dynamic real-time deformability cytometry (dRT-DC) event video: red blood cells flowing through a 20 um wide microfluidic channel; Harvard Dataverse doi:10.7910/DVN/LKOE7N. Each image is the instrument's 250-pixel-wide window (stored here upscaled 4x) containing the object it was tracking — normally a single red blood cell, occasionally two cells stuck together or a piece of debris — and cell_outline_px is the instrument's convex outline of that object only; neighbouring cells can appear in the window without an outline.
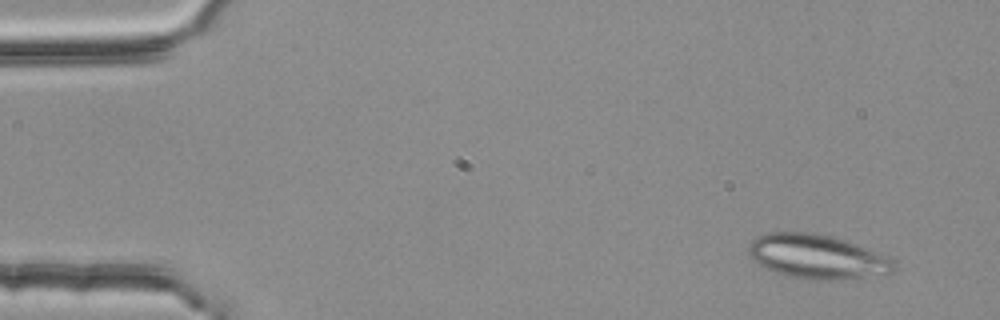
{"species": "common noctule bat (a hibernating species)", "species_latin": "Nyctalus noctula", "temperature_condition": "room temperature", "stored_images_in_passage": 4, "camera_frame_rate_fps": 3000, "um_per_image_px": 0.085, "animal": {"sex": "female", "body_mass_g": 25.1}, "frame": {"image": 1, "passage_image": 1, "time_ms": 0.0, "image_size_px": [1000, 320], "cell_outline_px": [[896, 264], [884, 276], [828, 280], [788, 276], [764, 268], [752, 260], [748, 256], [748, 244], [756, 236], [768, 232], [812, 232], [844, 240], [856, 244], [892, 260]], "centroid_in_image_um": [69.37, 21.81], "position_along_channel_um": 15.6, "area_um2": 37.17}}